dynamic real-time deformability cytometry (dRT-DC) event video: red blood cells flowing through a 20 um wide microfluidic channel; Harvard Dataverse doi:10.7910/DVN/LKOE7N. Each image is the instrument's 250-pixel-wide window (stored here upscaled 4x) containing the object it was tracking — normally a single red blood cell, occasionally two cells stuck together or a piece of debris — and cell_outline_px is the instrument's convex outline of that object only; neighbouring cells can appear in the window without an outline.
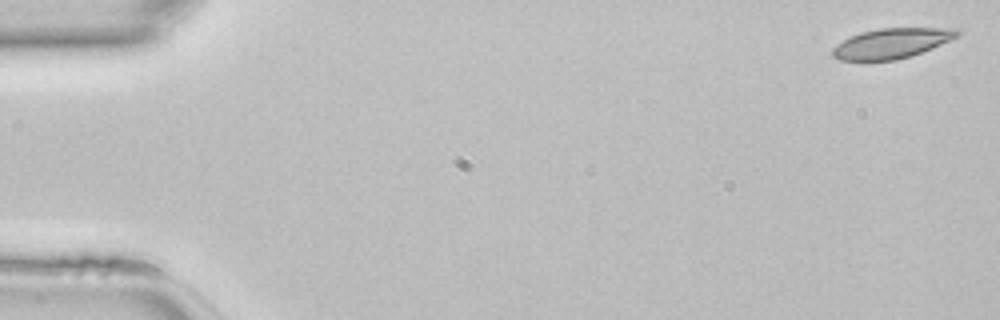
{"species": "common noctule bat (a hibernating species)", "species_latin": "Nyctalus noctula", "temperature_condition": "room temperature", "stored_images_in_passage": 46, "camera_frame_rate_fps": 3000, "um_per_image_px": 0.085, "animal": {"sex": "female", "body_mass_g": 22.7, "forearm_length_mm": 54.2}, "frame": {"image": 1, "passage_image": 1, "time_ms": 0.0, "image_size_px": [1000, 320], "cell_outline_px": [[964, 32], [960, 36], [912, 56], [896, 60], [840, 60], [832, 56], [832, 48], [836, 44], [860, 32], [880, 28], [960, 28]], "centroid_in_image_um": [75.84, 3.67], "position_along_channel_um": 9.2, "area_um2": 21.96}}
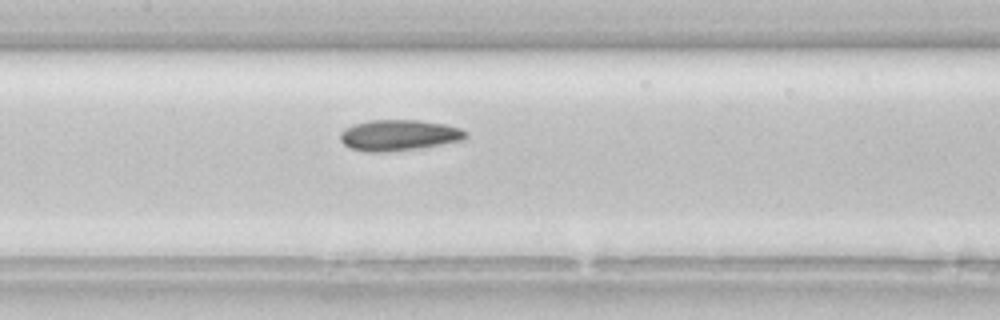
{"frame": {"image": 2, "passage_image": 22, "time_ms": 7.0, "image_size_px": [1000, 320], "cell_outline_px": [[468, 136], [464, 140], [440, 144], [384, 152], [364, 152], [348, 148], [340, 140], [340, 132], [344, 128], [368, 120], [416, 120], [444, 124], [460, 128], [468, 132]], "centroid_in_image_um": [33.87, 11.49], "position_along_channel_um": 173.5, "area_um2": 22.48}}
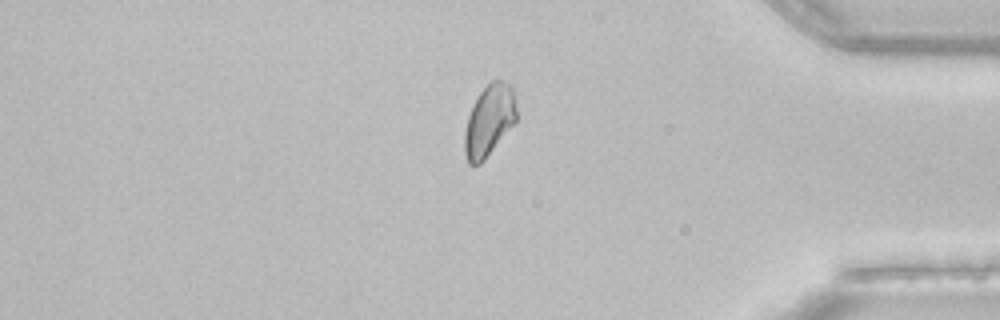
{"frame": {"image": 3, "passage_image": 39, "time_ms": 12.667, "image_size_px": [1000, 320], "cell_outline_px": [[516, 120], [484, 160], [480, 164], [468, 164], [464, 152], [464, 132], [468, 116], [472, 104], [480, 92], [492, 80], [504, 80], [512, 88], [516, 104]], "centroid_in_image_um": [41.55, 10.24], "position_along_channel_um": 393.6, "area_um2": 21.39}}